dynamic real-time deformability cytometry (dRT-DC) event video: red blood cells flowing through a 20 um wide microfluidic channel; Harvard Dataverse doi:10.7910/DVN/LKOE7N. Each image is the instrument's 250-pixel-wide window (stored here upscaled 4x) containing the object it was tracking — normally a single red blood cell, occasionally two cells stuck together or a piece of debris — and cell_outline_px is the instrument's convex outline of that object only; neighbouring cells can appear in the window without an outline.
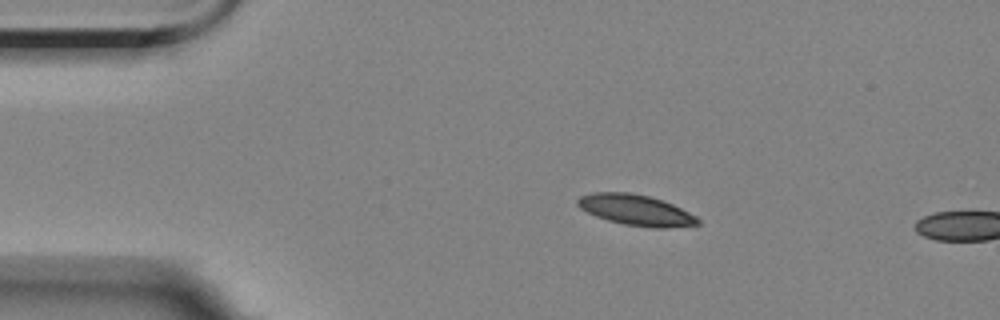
{"species": "Egyptian fruit bat (a non-hibernating species)", "species_latin": "Rousettus aegyptiacus", "temperature_condition": "room temperature", "stored_images_in_passage": 3, "camera_frame_rate_fps": 3000, "um_per_image_px": 0.085, "animal": {"sex": "female"}, "frame": {"image": 1, "passage_image": 2, "time_ms": 2.0, "image_size_px": [1000, 320], "cell_outline_px": [[700, 224], [668, 228], [652, 228], [624, 224], [608, 220], [596, 216], [580, 208], [576, 204], [576, 200], [580, 196], [592, 192], [628, 192], [648, 196], [672, 204], [696, 216], [700, 220]], "centroid_in_image_um": [54.03, 17.86], "position_along_channel_um": 31.0, "area_um2": 21.44}}